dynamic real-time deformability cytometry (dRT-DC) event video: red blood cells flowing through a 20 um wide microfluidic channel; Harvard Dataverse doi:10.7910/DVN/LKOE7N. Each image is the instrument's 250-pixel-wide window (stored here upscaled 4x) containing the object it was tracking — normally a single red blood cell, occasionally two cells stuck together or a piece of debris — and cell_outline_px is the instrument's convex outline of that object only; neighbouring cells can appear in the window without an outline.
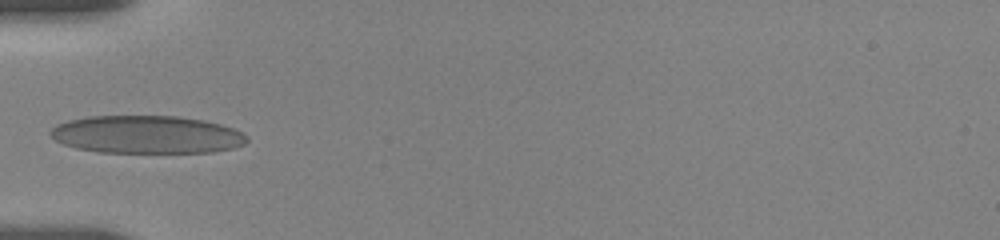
{"species": "human", "species_latin": "Homo sapiens", "temperature_condition": "room temperature", "stored_images_in_passage": 2, "camera_frame_rate_fps": 3000, "um_per_image_px": 0.085, "donor": {"sex": "female"}, "frame": {"image": 1, "passage_image": 1, "time_ms": 0.0, "image_size_px": [1000, 240], "cell_outline_px": [[248, 140], [244, 144], [232, 148], [212, 152], [100, 152], [76, 148], [64, 144], [56, 140], [48, 132], [56, 124], [68, 120], [88, 116], [176, 116], [204, 120], [220, 124], [244, 132], [248, 136]], "centroid_in_image_um": [12.47, 11.43], "position_along_channel_um": 72.5, "area_um2": 43.35}}